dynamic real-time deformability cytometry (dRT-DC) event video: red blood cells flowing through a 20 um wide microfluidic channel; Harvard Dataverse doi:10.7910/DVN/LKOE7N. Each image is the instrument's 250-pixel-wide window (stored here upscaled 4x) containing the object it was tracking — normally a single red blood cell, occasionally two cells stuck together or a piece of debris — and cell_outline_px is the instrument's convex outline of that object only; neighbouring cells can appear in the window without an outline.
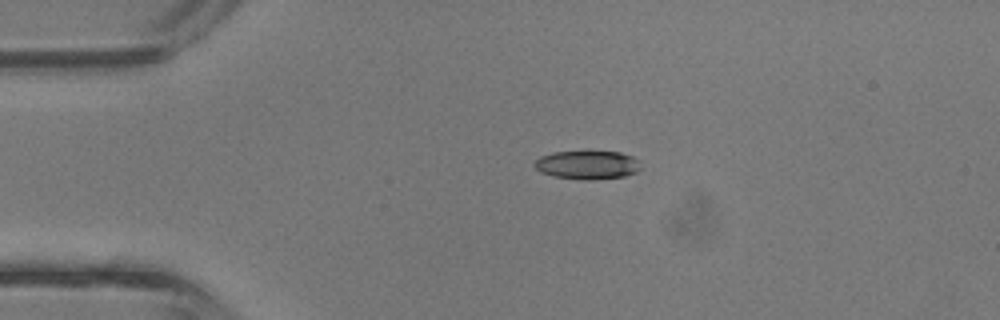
{"species": "common noctule bat (a hibernating species)", "species_latin": "Nyctalus noctula", "temperature_condition": "room temperature", "stored_images_in_passage": 1, "camera_frame_rate_fps": 3000, "um_per_image_px": 0.085, "animal": {"sex": "male", "body_mass_g": 13.3}, "frame": {"image": 1, "passage_image": 1, "time_ms": 0.0, "image_size_px": [1000, 320], "cell_outline_px": [[640, 168], [636, 172], [624, 176], [592, 180], [580, 180], [552, 176], [540, 172], [532, 164], [540, 156], [552, 152], [620, 152], [632, 156], [640, 160]], "centroid_in_image_um": [49.91, 14.03], "position_along_channel_um": 35.1, "area_um2": 17.8}}